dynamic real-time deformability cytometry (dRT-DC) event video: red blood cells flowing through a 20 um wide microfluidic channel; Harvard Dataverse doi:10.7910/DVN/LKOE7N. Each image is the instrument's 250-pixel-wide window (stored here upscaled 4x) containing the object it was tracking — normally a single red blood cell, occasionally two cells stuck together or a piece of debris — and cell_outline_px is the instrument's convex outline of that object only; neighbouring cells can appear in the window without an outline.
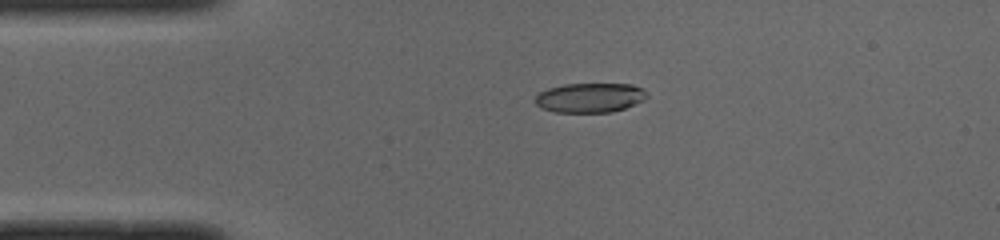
{"species": "common noctule bat (a hibernating species)", "species_latin": "Nyctalus noctula", "temperature_condition": "cold", "stored_images_in_passage": 41, "camera_frame_rate_fps": 3000, "um_per_image_px": 0.085, "animal": {"sex": "male", "body_mass_g": 19.0, "forearm_length_mm": 50.8}, "frame": {"image": 1, "passage_image": 1, "time_ms": 0.0, "image_size_px": [1000, 240], "cell_outline_px": [[648, 96], [644, 100], [624, 108], [612, 112], [556, 112], [540, 108], [532, 100], [540, 92], [548, 88], [564, 84], [632, 84], [644, 88]], "centroid_in_image_um": [50.13, 8.3], "position_along_channel_um": 34.9, "area_um2": 19.36}}
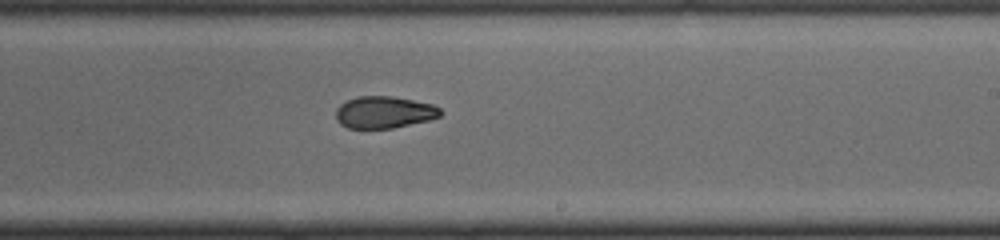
{"frame": {"image": 2, "passage_image": 20, "time_ms": 6.333, "image_size_px": [1000, 240], "cell_outline_px": [[440, 116], [428, 120], [392, 128], [348, 128], [340, 124], [336, 120], [336, 108], [340, 104], [356, 96], [392, 96], [432, 104], [440, 108]], "centroid_in_image_um": [32.61, 9.54], "position_along_channel_um": 256.4, "area_um2": 19.36}}
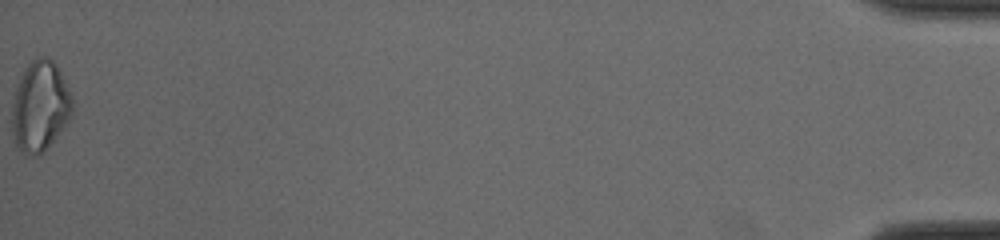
{"frame": {"image": 3, "passage_image": 41, "time_ms": 13.333, "image_size_px": [1000, 240], "cell_outline_px": [[72, 112], [68, 120], [40, 156], [28, 156], [20, 152], [12, 136], [12, 104], [16, 88], [20, 76], [24, 68], [36, 56], [48, 56], [56, 64], [68, 88], [72, 100]], "centroid_in_image_um": [3.37, 9.03], "position_along_channel_um": 431.8, "area_um2": 31.79}, "authors_computed_cell_mechanics": {"area_um2": 20.7502, "velocity_mm_per_s": 3.9972, "shape_relaxation_time_tau1_ms": 6.3049, "shape_relaxation_time_tau2_ms": 3.0396, "deformation_change_tau1": 0.1814, "deformation_change_tau2": 0.075}}